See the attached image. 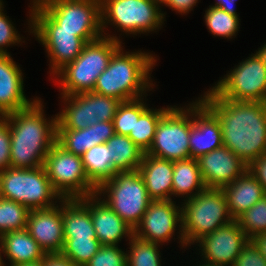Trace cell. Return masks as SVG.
<instances>
[{
	"label": "cell",
	"instance_id": "obj_47",
	"mask_svg": "<svg viewBox=\"0 0 266 266\" xmlns=\"http://www.w3.org/2000/svg\"><path fill=\"white\" fill-rule=\"evenodd\" d=\"M16 266H44V258H43V260H40V261H37V262L20 264V265H16Z\"/></svg>",
	"mask_w": 266,
	"mask_h": 266
},
{
	"label": "cell",
	"instance_id": "obj_31",
	"mask_svg": "<svg viewBox=\"0 0 266 266\" xmlns=\"http://www.w3.org/2000/svg\"><path fill=\"white\" fill-rule=\"evenodd\" d=\"M30 209L13 200L0 197V236L26 229Z\"/></svg>",
	"mask_w": 266,
	"mask_h": 266
},
{
	"label": "cell",
	"instance_id": "obj_28",
	"mask_svg": "<svg viewBox=\"0 0 266 266\" xmlns=\"http://www.w3.org/2000/svg\"><path fill=\"white\" fill-rule=\"evenodd\" d=\"M83 166L89 180L98 188L104 181L111 179L116 171L106 143L94 145L82 156Z\"/></svg>",
	"mask_w": 266,
	"mask_h": 266
},
{
	"label": "cell",
	"instance_id": "obj_24",
	"mask_svg": "<svg viewBox=\"0 0 266 266\" xmlns=\"http://www.w3.org/2000/svg\"><path fill=\"white\" fill-rule=\"evenodd\" d=\"M90 204V214L97 239L101 245H116L128 234L133 235V228L116 214L106 202Z\"/></svg>",
	"mask_w": 266,
	"mask_h": 266
},
{
	"label": "cell",
	"instance_id": "obj_48",
	"mask_svg": "<svg viewBox=\"0 0 266 266\" xmlns=\"http://www.w3.org/2000/svg\"><path fill=\"white\" fill-rule=\"evenodd\" d=\"M259 55L262 57L264 65L266 66V45L259 50Z\"/></svg>",
	"mask_w": 266,
	"mask_h": 266
},
{
	"label": "cell",
	"instance_id": "obj_46",
	"mask_svg": "<svg viewBox=\"0 0 266 266\" xmlns=\"http://www.w3.org/2000/svg\"><path fill=\"white\" fill-rule=\"evenodd\" d=\"M219 3H216L215 6L219 9L224 10L225 12L237 16L236 12L234 11L233 7L231 6L235 0H218Z\"/></svg>",
	"mask_w": 266,
	"mask_h": 266
},
{
	"label": "cell",
	"instance_id": "obj_4",
	"mask_svg": "<svg viewBox=\"0 0 266 266\" xmlns=\"http://www.w3.org/2000/svg\"><path fill=\"white\" fill-rule=\"evenodd\" d=\"M120 46V41L114 37L87 42L81 54L59 71L63 75V95L93 91L97 78L108 67L112 55Z\"/></svg>",
	"mask_w": 266,
	"mask_h": 266
},
{
	"label": "cell",
	"instance_id": "obj_25",
	"mask_svg": "<svg viewBox=\"0 0 266 266\" xmlns=\"http://www.w3.org/2000/svg\"><path fill=\"white\" fill-rule=\"evenodd\" d=\"M2 251L11 261V266L43 260L46 253L26 229L7 232L0 236Z\"/></svg>",
	"mask_w": 266,
	"mask_h": 266
},
{
	"label": "cell",
	"instance_id": "obj_37",
	"mask_svg": "<svg viewBox=\"0 0 266 266\" xmlns=\"http://www.w3.org/2000/svg\"><path fill=\"white\" fill-rule=\"evenodd\" d=\"M85 266H127V254L116 245H101Z\"/></svg>",
	"mask_w": 266,
	"mask_h": 266
},
{
	"label": "cell",
	"instance_id": "obj_21",
	"mask_svg": "<svg viewBox=\"0 0 266 266\" xmlns=\"http://www.w3.org/2000/svg\"><path fill=\"white\" fill-rule=\"evenodd\" d=\"M221 189L233 220H236L266 195L262 185L248 169L234 182Z\"/></svg>",
	"mask_w": 266,
	"mask_h": 266
},
{
	"label": "cell",
	"instance_id": "obj_1",
	"mask_svg": "<svg viewBox=\"0 0 266 266\" xmlns=\"http://www.w3.org/2000/svg\"><path fill=\"white\" fill-rule=\"evenodd\" d=\"M210 91L200 101L219 120L223 146L247 165L266 154V103L228 100Z\"/></svg>",
	"mask_w": 266,
	"mask_h": 266
},
{
	"label": "cell",
	"instance_id": "obj_8",
	"mask_svg": "<svg viewBox=\"0 0 266 266\" xmlns=\"http://www.w3.org/2000/svg\"><path fill=\"white\" fill-rule=\"evenodd\" d=\"M44 168L52 187L63 199L97 194V187L86 175L82 158L65 150L57 142L45 157Z\"/></svg>",
	"mask_w": 266,
	"mask_h": 266
},
{
	"label": "cell",
	"instance_id": "obj_34",
	"mask_svg": "<svg viewBox=\"0 0 266 266\" xmlns=\"http://www.w3.org/2000/svg\"><path fill=\"white\" fill-rule=\"evenodd\" d=\"M131 251L127 255V266H161L158 243L145 241L131 236Z\"/></svg>",
	"mask_w": 266,
	"mask_h": 266
},
{
	"label": "cell",
	"instance_id": "obj_29",
	"mask_svg": "<svg viewBox=\"0 0 266 266\" xmlns=\"http://www.w3.org/2000/svg\"><path fill=\"white\" fill-rule=\"evenodd\" d=\"M196 194L201 193L206 188L197 159L188 158L184 160L173 161L172 176V194H188L192 190H196Z\"/></svg>",
	"mask_w": 266,
	"mask_h": 266
},
{
	"label": "cell",
	"instance_id": "obj_27",
	"mask_svg": "<svg viewBox=\"0 0 266 266\" xmlns=\"http://www.w3.org/2000/svg\"><path fill=\"white\" fill-rule=\"evenodd\" d=\"M106 145L116 172L138 170L144 152L128 136L115 133Z\"/></svg>",
	"mask_w": 266,
	"mask_h": 266
},
{
	"label": "cell",
	"instance_id": "obj_6",
	"mask_svg": "<svg viewBox=\"0 0 266 266\" xmlns=\"http://www.w3.org/2000/svg\"><path fill=\"white\" fill-rule=\"evenodd\" d=\"M54 196L61 197L52 187L44 166L32 169L8 167L0 172L2 198L13 200L33 210L53 207L50 199Z\"/></svg>",
	"mask_w": 266,
	"mask_h": 266
},
{
	"label": "cell",
	"instance_id": "obj_9",
	"mask_svg": "<svg viewBox=\"0 0 266 266\" xmlns=\"http://www.w3.org/2000/svg\"><path fill=\"white\" fill-rule=\"evenodd\" d=\"M35 3L59 25V30L76 32L86 43L100 38L101 0H37Z\"/></svg>",
	"mask_w": 266,
	"mask_h": 266
},
{
	"label": "cell",
	"instance_id": "obj_44",
	"mask_svg": "<svg viewBox=\"0 0 266 266\" xmlns=\"http://www.w3.org/2000/svg\"><path fill=\"white\" fill-rule=\"evenodd\" d=\"M197 0H162L163 3L181 12H187L193 7Z\"/></svg>",
	"mask_w": 266,
	"mask_h": 266
},
{
	"label": "cell",
	"instance_id": "obj_45",
	"mask_svg": "<svg viewBox=\"0 0 266 266\" xmlns=\"http://www.w3.org/2000/svg\"><path fill=\"white\" fill-rule=\"evenodd\" d=\"M250 241L266 259V232L253 236L252 238H250Z\"/></svg>",
	"mask_w": 266,
	"mask_h": 266
},
{
	"label": "cell",
	"instance_id": "obj_20",
	"mask_svg": "<svg viewBox=\"0 0 266 266\" xmlns=\"http://www.w3.org/2000/svg\"><path fill=\"white\" fill-rule=\"evenodd\" d=\"M115 134L112 121H102L85 129H57L56 142L65 150L82 156L94 145L107 143Z\"/></svg>",
	"mask_w": 266,
	"mask_h": 266
},
{
	"label": "cell",
	"instance_id": "obj_18",
	"mask_svg": "<svg viewBox=\"0 0 266 266\" xmlns=\"http://www.w3.org/2000/svg\"><path fill=\"white\" fill-rule=\"evenodd\" d=\"M192 112L198 116V120H191L189 147L191 158L198 159L221 148L223 139L219 120L200 100L193 106Z\"/></svg>",
	"mask_w": 266,
	"mask_h": 266
},
{
	"label": "cell",
	"instance_id": "obj_2",
	"mask_svg": "<svg viewBox=\"0 0 266 266\" xmlns=\"http://www.w3.org/2000/svg\"><path fill=\"white\" fill-rule=\"evenodd\" d=\"M10 129V167L32 169L44 160L57 138V116L46 123L40 100L24 109L2 116ZM13 123V125H12Z\"/></svg>",
	"mask_w": 266,
	"mask_h": 266
},
{
	"label": "cell",
	"instance_id": "obj_5",
	"mask_svg": "<svg viewBox=\"0 0 266 266\" xmlns=\"http://www.w3.org/2000/svg\"><path fill=\"white\" fill-rule=\"evenodd\" d=\"M187 201L180 212L183 244L199 240L233 220L221 188H205L199 194H192ZM225 215H228L227 220L223 218Z\"/></svg>",
	"mask_w": 266,
	"mask_h": 266
},
{
	"label": "cell",
	"instance_id": "obj_13",
	"mask_svg": "<svg viewBox=\"0 0 266 266\" xmlns=\"http://www.w3.org/2000/svg\"><path fill=\"white\" fill-rule=\"evenodd\" d=\"M157 0H101V27L111 19L126 32H146L162 23ZM105 14L107 17H105ZM108 14V15H107ZM105 17V18H104Z\"/></svg>",
	"mask_w": 266,
	"mask_h": 266
},
{
	"label": "cell",
	"instance_id": "obj_36",
	"mask_svg": "<svg viewBox=\"0 0 266 266\" xmlns=\"http://www.w3.org/2000/svg\"><path fill=\"white\" fill-rule=\"evenodd\" d=\"M206 24L214 35L231 37L238 30V16L217 7H210L205 15Z\"/></svg>",
	"mask_w": 266,
	"mask_h": 266
},
{
	"label": "cell",
	"instance_id": "obj_41",
	"mask_svg": "<svg viewBox=\"0 0 266 266\" xmlns=\"http://www.w3.org/2000/svg\"><path fill=\"white\" fill-rule=\"evenodd\" d=\"M2 3H0V54H8L3 50V45L14 44L16 41L20 42L17 32H15L11 22L2 13ZM2 46V47H1Z\"/></svg>",
	"mask_w": 266,
	"mask_h": 266
},
{
	"label": "cell",
	"instance_id": "obj_22",
	"mask_svg": "<svg viewBox=\"0 0 266 266\" xmlns=\"http://www.w3.org/2000/svg\"><path fill=\"white\" fill-rule=\"evenodd\" d=\"M138 171L152 200H171L173 161L144 153Z\"/></svg>",
	"mask_w": 266,
	"mask_h": 266
},
{
	"label": "cell",
	"instance_id": "obj_39",
	"mask_svg": "<svg viewBox=\"0 0 266 266\" xmlns=\"http://www.w3.org/2000/svg\"><path fill=\"white\" fill-rule=\"evenodd\" d=\"M233 266H266V259L249 240L236 258Z\"/></svg>",
	"mask_w": 266,
	"mask_h": 266
},
{
	"label": "cell",
	"instance_id": "obj_16",
	"mask_svg": "<svg viewBox=\"0 0 266 266\" xmlns=\"http://www.w3.org/2000/svg\"><path fill=\"white\" fill-rule=\"evenodd\" d=\"M171 200H153L140 222L133 229V235L139 239L160 243L172 236L178 221L182 222V214ZM180 214V215H179ZM143 233L140 232V227Z\"/></svg>",
	"mask_w": 266,
	"mask_h": 266
},
{
	"label": "cell",
	"instance_id": "obj_32",
	"mask_svg": "<svg viewBox=\"0 0 266 266\" xmlns=\"http://www.w3.org/2000/svg\"><path fill=\"white\" fill-rule=\"evenodd\" d=\"M101 244L98 239L65 238L61 255L71 260L75 265L85 266Z\"/></svg>",
	"mask_w": 266,
	"mask_h": 266
},
{
	"label": "cell",
	"instance_id": "obj_10",
	"mask_svg": "<svg viewBox=\"0 0 266 266\" xmlns=\"http://www.w3.org/2000/svg\"><path fill=\"white\" fill-rule=\"evenodd\" d=\"M33 7L34 33L51 55L52 69L59 73L81 54L86 42L76 32L59 30V25L37 3Z\"/></svg>",
	"mask_w": 266,
	"mask_h": 266
},
{
	"label": "cell",
	"instance_id": "obj_7",
	"mask_svg": "<svg viewBox=\"0 0 266 266\" xmlns=\"http://www.w3.org/2000/svg\"><path fill=\"white\" fill-rule=\"evenodd\" d=\"M102 190L110 193L107 205L133 229L153 201L138 170L116 172L97 188V193Z\"/></svg>",
	"mask_w": 266,
	"mask_h": 266
},
{
	"label": "cell",
	"instance_id": "obj_15",
	"mask_svg": "<svg viewBox=\"0 0 266 266\" xmlns=\"http://www.w3.org/2000/svg\"><path fill=\"white\" fill-rule=\"evenodd\" d=\"M206 188H222L239 178L248 165L227 147L215 149L198 159Z\"/></svg>",
	"mask_w": 266,
	"mask_h": 266
},
{
	"label": "cell",
	"instance_id": "obj_12",
	"mask_svg": "<svg viewBox=\"0 0 266 266\" xmlns=\"http://www.w3.org/2000/svg\"><path fill=\"white\" fill-rule=\"evenodd\" d=\"M217 84L213 89L222 98L266 103V66L258 52Z\"/></svg>",
	"mask_w": 266,
	"mask_h": 266
},
{
	"label": "cell",
	"instance_id": "obj_11",
	"mask_svg": "<svg viewBox=\"0 0 266 266\" xmlns=\"http://www.w3.org/2000/svg\"><path fill=\"white\" fill-rule=\"evenodd\" d=\"M190 131L191 120H188L186 113L177 108H170L160 118L146 154L171 161L191 158Z\"/></svg>",
	"mask_w": 266,
	"mask_h": 266
},
{
	"label": "cell",
	"instance_id": "obj_42",
	"mask_svg": "<svg viewBox=\"0 0 266 266\" xmlns=\"http://www.w3.org/2000/svg\"><path fill=\"white\" fill-rule=\"evenodd\" d=\"M248 170L257 178L266 192V154L252 161L248 165Z\"/></svg>",
	"mask_w": 266,
	"mask_h": 266
},
{
	"label": "cell",
	"instance_id": "obj_38",
	"mask_svg": "<svg viewBox=\"0 0 266 266\" xmlns=\"http://www.w3.org/2000/svg\"><path fill=\"white\" fill-rule=\"evenodd\" d=\"M122 101L93 92V111L95 124L102 121H113Z\"/></svg>",
	"mask_w": 266,
	"mask_h": 266
},
{
	"label": "cell",
	"instance_id": "obj_50",
	"mask_svg": "<svg viewBox=\"0 0 266 266\" xmlns=\"http://www.w3.org/2000/svg\"><path fill=\"white\" fill-rule=\"evenodd\" d=\"M0 266H4V265H3V262H2V260H1V255H0Z\"/></svg>",
	"mask_w": 266,
	"mask_h": 266
},
{
	"label": "cell",
	"instance_id": "obj_35",
	"mask_svg": "<svg viewBox=\"0 0 266 266\" xmlns=\"http://www.w3.org/2000/svg\"><path fill=\"white\" fill-rule=\"evenodd\" d=\"M146 109L147 107L137 99L121 102L112 121L114 132L128 136L134 128L135 117H140Z\"/></svg>",
	"mask_w": 266,
	"mask_h": 266
},
{
	"label": "cell",
	"instance_id": "obj_40",
	"mask_svg": "<svg viewBox=\"0 0 266 266\" xmlns=\"http://www.w3.org/2000/svg\"><path fill=\"white\" fill-rule=\"evenodd\" d=\"M3 119V120H2ZM0 120V172L10 167V129L7 121Z\"/></svg>",
	"mask_w": 266,
	"mask_h": 266
},
{
	"label": "cell",
	"instance_id": "obj_49",
	"mask_svg": "<svg viewBox=\"0 0 266 266\" xmlns=\"http://www.w3.org/2000/svg\"><path fill=\"white\" fill-rule=\"evenodd\" d=\"M200 266H201V265H200ZM202 266H219V265L206 264V265H202Z\"/></svg>",
	"mask_w": 266,
	"mask_h": 266
},
{
	"label": "cell",
	"instance_id": "obj_14",
	"mask_svg": "<svg viewBox=\"0 0 266 266\" xmlns=\"http://www.w3.org/2000/svg\"><path fill=\"white\" fill-rule=\"evenodd\" d=\"M250 239L240 228L237 220L217 228L213 233L204 235L198 241L203 247L207 264L233 266L243 247Z\"/></svg>",
	"mask_w": 266,
	"mask_h": 266
},
{
	"label": "cell",
	"instance_id": "obj_17",
	"mask_svg": "<svg viewBox=\"0 0 266 266\" xmlns=\"http://www.w3.org/2000/svg\"><path fill=\"white\" fill-rule=\"evenodd\" d=\"M53 206L30 210L26 230L46 254H60L64 246L62 211Z\"/></svg>",
	"mask_w": 266,
	"mask_h": 266
},
{
	"label": "cell",
	"instance_id": "obj_43",
	"mask_svg": "<svg viewBox=\"0 0 266 266\" xmlns=\"http://www.w3.org/2000/svg\"><path fill=\"white\" fill-rule=\"evenodd\" d=\"M44 266H78L61 254H46L44 256Z\"/></svg>",
	"mask_w": 266,
	"mask_h": 266
},
{
	"label": "cell",
	"instance_id": "obj_19",
	"mask_svg": "<svg viewBox=\"0 0 266 266\" xmlns=\"http://www.w3.org/2000/svg\"><path fill=\"white\" fill-rule=\"evenodd\" d=\"M9 54H0V114L9 113L29 107L23 92V78L20 68L12 61Z\"/></svg>",
	"mask_w": 266,
	"mask_h": 266
},
{
	"label": "cell",
	"instance_id": "obj_33",
	"mask_svg": "<svg viewBox=\"0 0 266 266\" xmlns=\"http://www.w3.org/2000/svg\"><path fill=\"white\" fill-rule=\"evenodd\" d=\"M236 220L249 239L257 234L266 232V195Z\"/></svg>",
	"mask_w": 266,
	"mask_h": 266
},
{
	"label": "cell",
	"instance_id": "obj_30",
	"mask_svg": "<svg viewBox=\"0 0 266 266\" xmlns=\"http://www.w3.org/2000/svg\"><path fill=\"white\" fill-rule=\"evenodd\" d=\"M162 109L159 111H152L146 109L140 117H135L134 128L129 133L128 137L144 152L146 153L155 136L156 126L160 118L169 110Z\"/></svg>",
	"mask_w": 266,
	"mask_h": 266
},
{
	"label": "cell",
	"instance_id": "obj_23",
	"mask_svg": "<svg viewBox=\"0 0 266 266\" xmlns=\"http://www.w3.org/2000/svg\"><path fill=\"white\" fill-rule=\"evenodd\" d=\"M96 195L64 199L65 205L61 208L64 238L97 239L88 204Z\"/></svg>",
	"mask_w": 266,
	"mask_h": 266
},
{
	"label": "cell",
	"instance_id": "obj_26",
	"mask_svg": "<svg viewBox=\"0 0 266 266\" xmlns=\"http://www.w3.org/2000/svg\"><path fill=\"white\" fill-rule=\"evenodd\" d=\"M72 103L57 115V129H85L94 125L93 91L64 96Z\"/></svg>",
	"mask_w": 266,
	"mask_h": 266
},
{
	"label": "cell",
	"instance_id": "obj_3",
	"mask_svg": "<svg viewBox=\"0 0 266 266\" xmlns=\"http://www.w3.org/2000/svg\"><path fill=\"white\" fill-rule=\"evenodd\" d=\"M121 50L112 55L108 67L97 78L93 92L126 102L138 99V93L148 86V71L155 60L145 53L123 55Z\"/></svg>",
	"mask_w": 266,
	"mask_h": 266
}]
</instances>
